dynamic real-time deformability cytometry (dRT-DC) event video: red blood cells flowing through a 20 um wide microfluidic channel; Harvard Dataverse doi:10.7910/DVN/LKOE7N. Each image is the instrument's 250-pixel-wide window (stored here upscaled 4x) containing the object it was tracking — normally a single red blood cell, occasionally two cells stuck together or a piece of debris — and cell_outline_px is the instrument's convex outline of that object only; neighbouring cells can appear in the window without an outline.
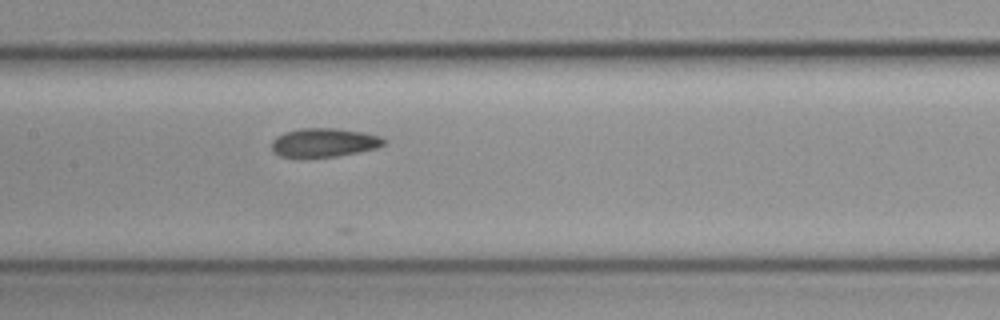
{"species": "common noctule bat (a hibernating species)", "species_latin": "Nyctalus noctula", "temperature_condition": "cold", "stored_images_in_passage": 14, "camera_frame_rate_fps": 3000, "um_per_image_px": 0.085, "animal": {"sex": "female", "body_mass_g": 19.3, "forearm_length_mm": 54.1}, "frame": {"image": 1, "passage_image": 9, "time_ms": 2.667, "image_size_px": [1000, 320], "cell_outline_px": [[388, 140], [380, 148], [336, 156], [280, 156], [272, 152], [272, 140], [276, 136], [284, 132], [300, 128], [336, 128], [364, 132], [380, 136]], "centroid_in_image_um": [27.58, 12.1], "position_along_channel_um": 179.8, "area_um2": 18.84}}
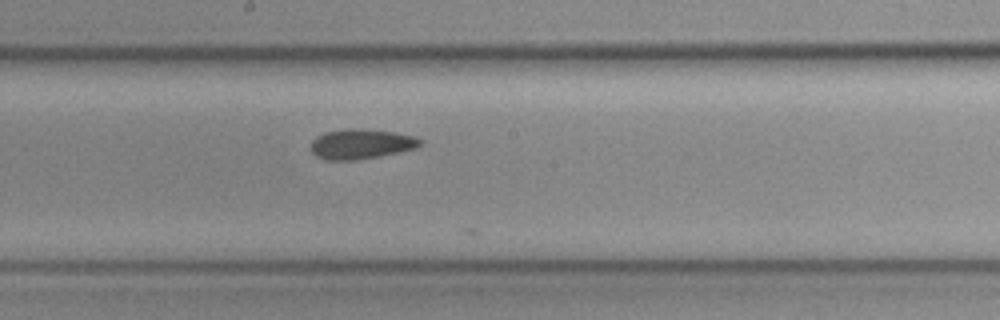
{"frame": {"image": 2, "passage_image": 12, "time_ms": 3.667, "image_size_px": [1000, 320], "cell_outline_px": [[424, 144], [416, 148], [400, 152], [380, 156], [356, 160], [324, 160], [316, 156], [312, 152], [312, 140], [316, 136], [324, 132], [352, 128], [356, 128], [392, 132], [416, 136], [424, 140]], "centroid_in_image_um": [30.73, 12.24], "position_along_channel_um": 217.5, "area_um2": 19.25}}